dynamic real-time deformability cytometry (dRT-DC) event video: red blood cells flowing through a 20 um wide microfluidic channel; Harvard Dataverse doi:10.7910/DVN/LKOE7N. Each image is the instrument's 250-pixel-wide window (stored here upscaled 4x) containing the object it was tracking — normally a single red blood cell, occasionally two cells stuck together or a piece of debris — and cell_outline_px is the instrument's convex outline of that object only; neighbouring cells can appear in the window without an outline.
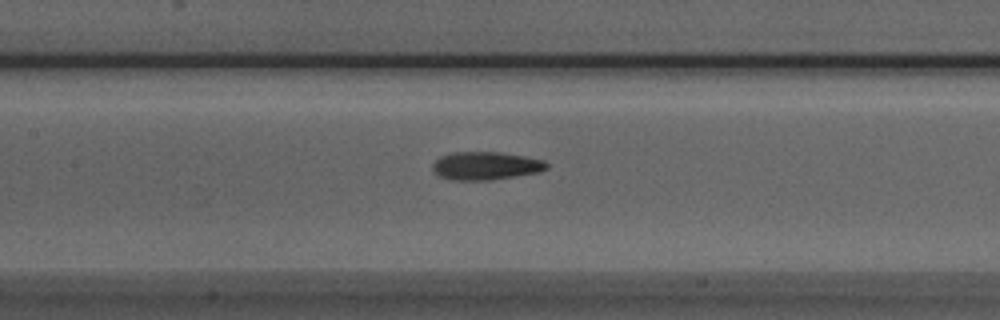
{"species": "Egyptian fruit bat (a non-hibernating species)", "species_latin": "Rousettus aegyptiacus", "temperature_condition": "room temperature", "stored_images_in_passage": 39, "camera_frame_rate_fps": 3000, "um_per_image_px": 0.085, "animal": {"sex": "male"}, "frame": {"image": 1, "passage_image": 18, "time_ms": 5.667, "image_size_px": [1000, 320], "cell_outline_px": [[548, 168], [536, 172], [492, 180], [452, 180], [440, 176], [432, 168], [432, 164], [440, 156], [452, 152], [500, 152], [524, 156], [544, 160], [548, 164]], "centroid_in_image_um": [41.27, 14.08], "position_along_channel_um": 166.1, "area_um2": 18.55}}
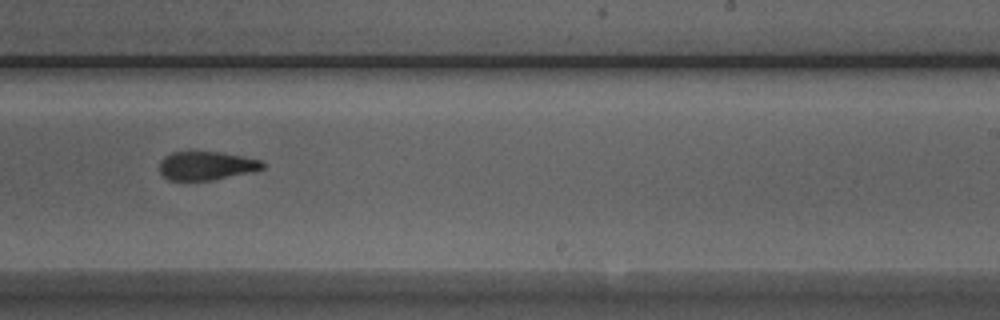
{"frame": {"image": 2, "passage_image": 26, "time_ms": 8.333, "image_size_px": [1000, 320], "cell_outline_px": [[264, 168], [256, 172], [212, 180], [168, 180], [160, 172], [160, 160], [164, 156], [172, 152], [216, 152], [240, 156], [260, 160], [264, 164]], "centroid_in_image_um": [17.55, 14.1], "position_along_channel_um": 271.5, "area_um2": 17.17}}
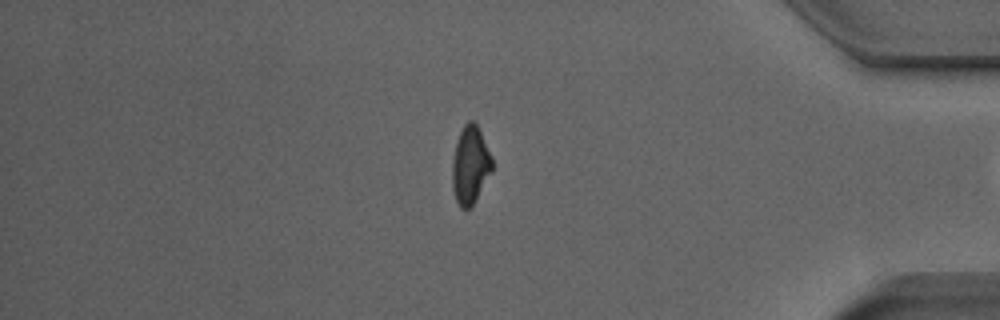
{"frame": {"image": 3, "passage_image": 38, "time_ms": 12.333, "image_size_px": [1000, 320], "cell_outline_px": [[492, 168], [472, 208], [460, 208], [456, 200], [452, 188], [452, 160], [456, 144], [460, 132], [464, 124], [468, 120], [472, 120], [476, 124], [480, 132], [492, 160]], "centroid_in_image_um": [39.94, 14.06], "position_along_channel_um": 395.3, "area_um2": 17.74}}